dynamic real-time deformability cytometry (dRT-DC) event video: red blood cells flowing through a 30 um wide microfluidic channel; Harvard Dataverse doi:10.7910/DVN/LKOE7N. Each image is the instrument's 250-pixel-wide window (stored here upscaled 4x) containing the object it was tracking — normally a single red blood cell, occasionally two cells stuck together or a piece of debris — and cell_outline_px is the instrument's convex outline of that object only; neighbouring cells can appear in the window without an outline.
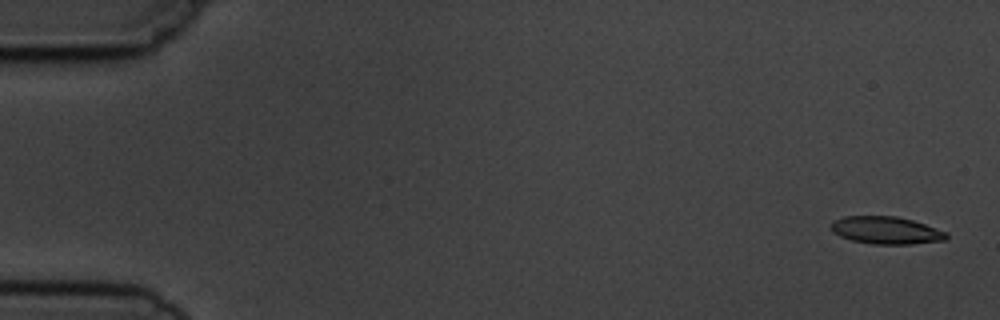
{"species": "common noctule bat (a hibernating species)", "species_latin": "Nyctalus noctula", "temperature_condition": "cold", "stored_images_in_passage": 5, "camera_frame_rate_fps": 3000, "um_per_image_px": 0.085, "animal": {"sex": "male", "body_mass_g": 19.5, "forearm_length_mm": 54.6}, "frame": {"image": 1, "passage_image": 1, "time_ms": 0.0, "image_size_px": [1000, 320], "cell_outline_px": [[948, 236], [944, 240], [912, 244], [872, 244], [852, 240], [840, 236], [832, 232], [832, 220], [844, 216], [896, 216], [912, 220], [948, 232]], "centroid_in_image_um": [75.31, 19.57], "position_along_channel_um": 9.7, "area_um2": 18.44}}
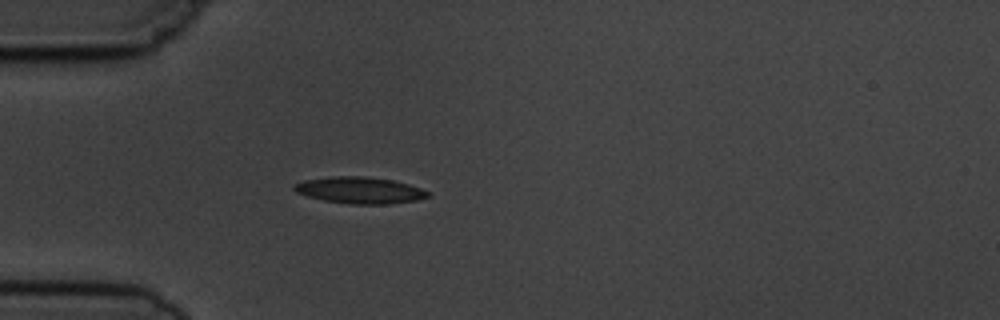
{"frame": {"image": 2, "passage_image": 5, "time_ms": 4.667, "image_size_px": [1000, 320], "cell_outline_px": [[428, 196], [416, 200], [388, 204], [348, 204], [324, 200], [308, 196], [296, 192], [292, 188], [292, 184], [304, 180], [332, 176], [364, 176], [392, 180], [408, 184], [420, 188], [428, 192]], "centroid_in_image_um": [30.52, 16.16], "position_along_channel_um": 54.5, "area_um2": 20.58}}